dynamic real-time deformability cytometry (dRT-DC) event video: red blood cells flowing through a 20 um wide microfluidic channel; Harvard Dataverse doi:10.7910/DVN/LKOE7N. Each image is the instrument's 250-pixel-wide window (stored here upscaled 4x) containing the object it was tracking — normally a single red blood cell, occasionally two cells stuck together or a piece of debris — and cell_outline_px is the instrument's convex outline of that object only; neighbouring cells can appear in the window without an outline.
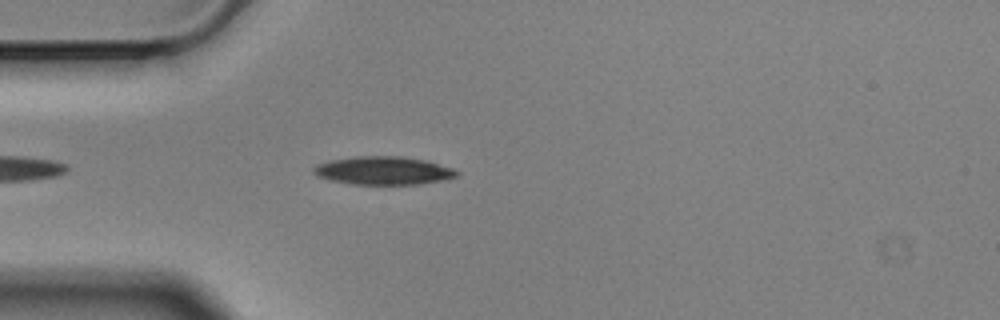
{"species": "Egyptian fruit bat (a non-hibernating species)", "species_latin": "Rousettus aegyptiacus", "temperature_condition": "cold", "stored_images_in_passage": 30, "camera_frame_rate_fps": 3000, "um_per_image_px": 0.085, "animal": {"sex": "male"}, "frame": {"image": 1, "passage_image": 5, "time_ms": 1.333, "image_size_px": [1000, 320], "cell_outline_px": [[460, 172], [456, 176], [444, 180], [420, 184], [352, 184], [332, 180], [316, 176], [312, 172], [312, 168], [316, 164], [332, 160], [356, 156], [404, 156], [428, 160], [452, 168]], "centroid_in_image_um": [32.6, 14.49], "position_along_channel_um": 52.4, "area_um2": 23.64}}
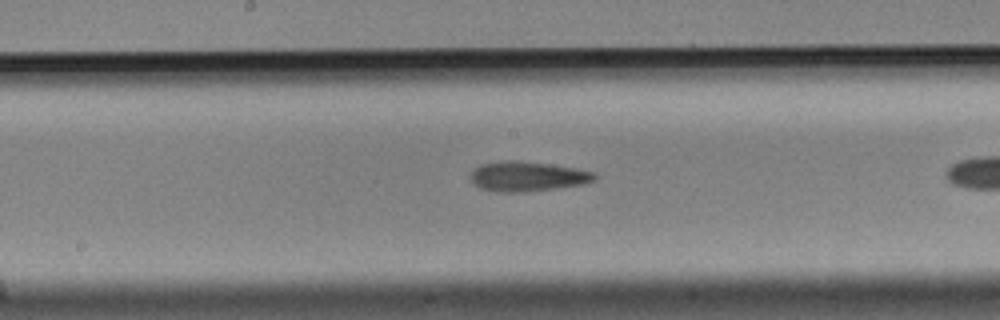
{"frame": {"image": 2, "passage_image": 15, "time_ms": 4.667, "image_size_px": [1000, 320], "cell_outline_px": [[596, 180], [584, 184], [556, 188], [524, 192], [496, 192], [480, 188], [472, 184], [468, 176], [480, 164], [504, 160], [516, 160], [548, 164], [576, 168], [596, 172]], "centroid_in_image_um": [44.81, 15.0], "position_along_channel_um": 203.4, "area_um2": 21.79}}
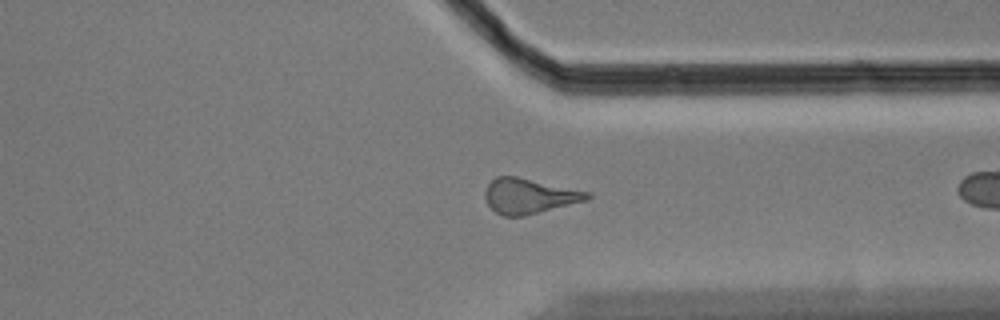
{"frame": {"image": 3, "passage_image": 29, "time_ms": 9.333, "image_size_px": [1000, 320], "cell_outline_px": [[592, 196], [588, 200], [524, 216], [504, 216], [496, 212], [488, 204], [484, 196], [484, 192], [488, 184], [496, 176], [516, 176], [592, 192]], "centroid_in_image_um": [45.0, 16.65], "position_along_channel_um": 366.4, "area_um2": 20.98}}